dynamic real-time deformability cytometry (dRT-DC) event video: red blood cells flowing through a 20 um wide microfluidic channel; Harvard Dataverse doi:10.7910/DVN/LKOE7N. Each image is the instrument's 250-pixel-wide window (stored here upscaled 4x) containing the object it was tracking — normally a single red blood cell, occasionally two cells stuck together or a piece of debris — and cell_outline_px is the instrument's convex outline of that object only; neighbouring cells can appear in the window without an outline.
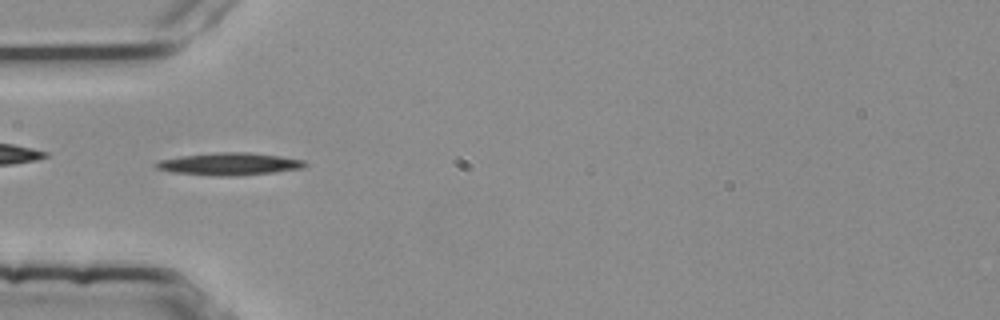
{"species": "common noctule bat (a hibernating species)", "species_latin": "Nyctalus noctula", "temperature_condition": "room temperature", "stored_images_in_passage": 5, "camera_frame_rate_fps": 3000, "um_per_image_px": 0.085, "animal": {"sex": "female", "body_mass_g": 25.1}, "frame": {"image": 1, "passage_image": 5, "time_ms": 1.333, "image_size_px": [1000, 320], "cell_outline_px": [[308, 164], [304, 168], [272, 172], [236, 176], [220, 176], [172, 172], [156, 168], [152, 164], [160, 160], [180, 156], [216, 152], [248, 152], [280, 156], [304, 160]], "centroid_in_image_um": [19.49, 13.93], "position_along_channel_um": 65.5, "area_um2": 19.42}}